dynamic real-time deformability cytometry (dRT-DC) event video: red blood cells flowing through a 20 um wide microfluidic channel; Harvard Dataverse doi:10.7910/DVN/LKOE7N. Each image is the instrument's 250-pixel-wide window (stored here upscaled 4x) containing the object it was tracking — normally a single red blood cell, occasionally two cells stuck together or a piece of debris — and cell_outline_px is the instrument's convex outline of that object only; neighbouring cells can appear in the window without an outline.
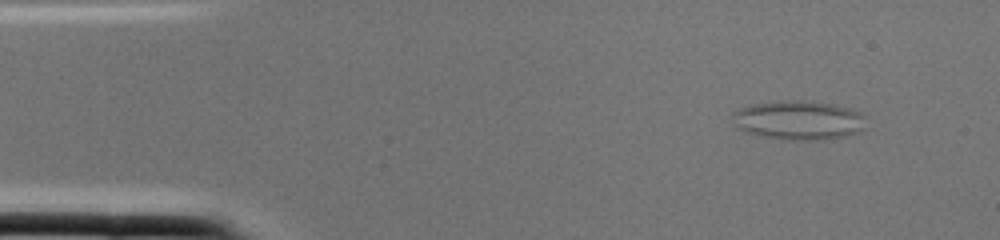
{"species": "common noctule bat (a hibernating species)", "species_latin": "Nyctalus noctula", "temperature_condition": "cold", "stored_images_in_passage": 3, "camera_frame_rate_fps": 3000, "um_per_image_px": 0.085, "animal": {"sex": "female", "body_mass_g": 22.0, "forearm_length_mm": 56.7}, "frame": {"image": 1, "passage_image": 3, "time_ms": 0.667, "image_size_px": [1000, 240], "cell_outline_px": [[864, 116], [860, 132], [848, 136], [820, 140], [788, 140], [764, 136], [744, 132], [736, 128], [732, 116], [740, 108], [752, 104], [788, 100], [804, 100], [832, 104], [852, 108], [860, 112]], "centroid_in_image_um": [67.88, 10.22], "position_along_channel_um": 17.1, "area_um2": 30.46}}